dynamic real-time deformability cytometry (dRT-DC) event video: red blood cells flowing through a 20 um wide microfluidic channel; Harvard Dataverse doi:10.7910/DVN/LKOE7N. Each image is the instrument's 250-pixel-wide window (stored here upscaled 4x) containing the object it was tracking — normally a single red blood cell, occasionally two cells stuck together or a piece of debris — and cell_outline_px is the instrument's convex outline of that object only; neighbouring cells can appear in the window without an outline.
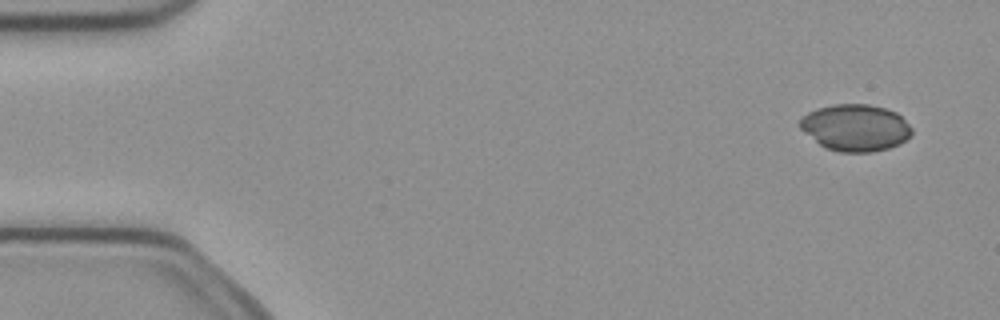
{"species": "common noctule bat (a hibernating species)", "species_latin": "Nyctalus noctula", "temperature_condition": "cold", "stored_images_in_passage": 4, "camera_frame_rate_fps": 3000, "um_per_image_px": 0.085, "animal": {"sex": "female", "body_mass_g": 21.9}, "frame": {"image": 1, "passage_image": 1, "time_ms": 0.0, "image_size_px": [1000, 320], "cell_outline_px": [[912, 132], [900, 144], [888, 148], [872, 152], [840, 152], [824, 148], [800, 128], [800, 120], [808, 112], [816, 108], [832, 104], [868, 104], [884, 108], [896, 112], [912, 128]], "centroid_in_image_um": [72.7, 10.85], "position_along_channel_um": 12.3, "area_um2": 30.35}}